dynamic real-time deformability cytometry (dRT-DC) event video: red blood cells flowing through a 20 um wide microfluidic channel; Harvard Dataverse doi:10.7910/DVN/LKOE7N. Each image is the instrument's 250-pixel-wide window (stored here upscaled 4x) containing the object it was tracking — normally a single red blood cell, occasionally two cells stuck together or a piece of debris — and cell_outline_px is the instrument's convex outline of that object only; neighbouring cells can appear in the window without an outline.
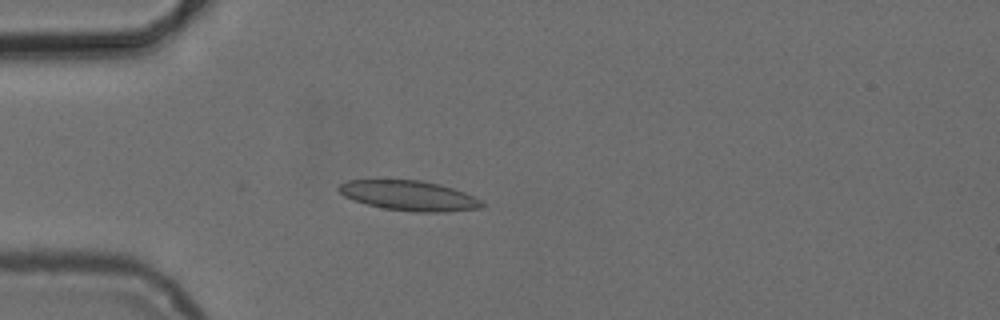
{"species": "common noctule bat (a hibernating species)", "species_latin": "Nyctalus noctula", "temperature_condition": "cold", "stored_images_in_passage": 5, "camera_frame_rate_fps": 3000, "um_per_image_px": 0.085, "animal": {"sex": "female", "body_mass_g": 24.6, "forearm_length_mm": 56.2}, "frame": {"image": 1, "passage_image": 5, "time_ms": 4.667, "image_size_px": [1000, 320], "cell_outline_px": [[488, 204], [484, 208], [444, 212], [416, 212], [384, 208], [352, 200], [344, 196], [336, 188], [340, 184], [348, 180], [420, 180], [440, 184], [464, 192]], "centroid_in_image_um": [34.8, 16.63], "position_along_channel_um": 50.2, "area_um2": 25.03}}